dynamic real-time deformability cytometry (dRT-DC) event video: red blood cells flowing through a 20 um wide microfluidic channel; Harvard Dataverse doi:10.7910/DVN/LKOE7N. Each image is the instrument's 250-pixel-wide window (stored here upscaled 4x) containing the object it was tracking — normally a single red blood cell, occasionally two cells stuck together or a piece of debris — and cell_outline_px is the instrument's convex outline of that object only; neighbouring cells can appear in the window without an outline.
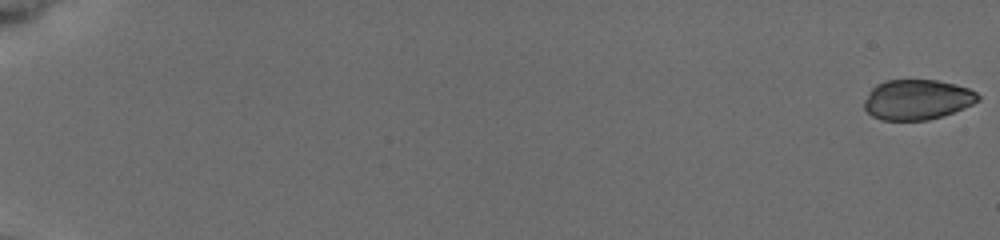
{"species": "common noctule bat (a hibernating species)", "species_latin": "Nyctalus noctula", "temperature_condition": "cold", "stored_images_in_passage": 57, "camera_frame_rate_fps": 3000, "um_per_image_px": 0.085, "animal": {"sex": "female", "body_mass_g": 19.5, "forearm_length_mm": 54.1}, "frame": {"image": 1, "passage_image": 1, "time_ms": 0.0, "image_size_px": [1000, 240], "cell_outline_px": [[976, 100], [952, 112], [940, 116], [924, 120], [884, 120], [868, 112], [864, 104], [872, 92], [880, 84], [892, 80], [932, 80], [952, 84], [968, 88], [976, 92]], "centroid_in_image_um": [77.96, 8.47], "position_along_channel_um": 7.0, "area_um2": 25.14}}
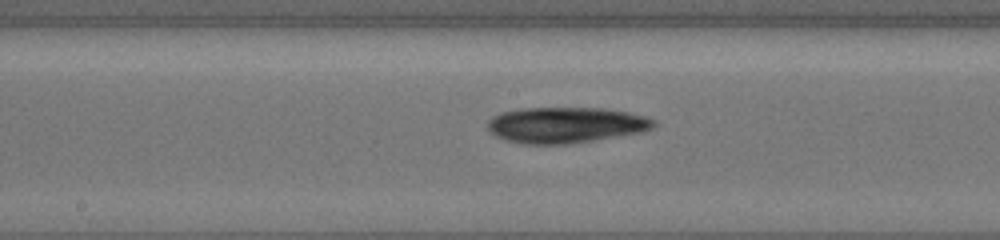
{"frame": {"image": 2, "passage_image": 33, "time_ms": 10.667, "image_size_px": [1000, 240], "cell_outline_px": [[652, 124], [648, 128], [628, 132], [580, 140], [516, 140], [504, 136], [496, 132], [488, 124], [496, 116], [508, 112], [540, 108], [580, 108], [620, 112], [636, 116], [648, 120]], "centroid_in_image_um": [48.03, 10.54], "position_along_channel_um": 200.2, "area_um2": 29.25}}
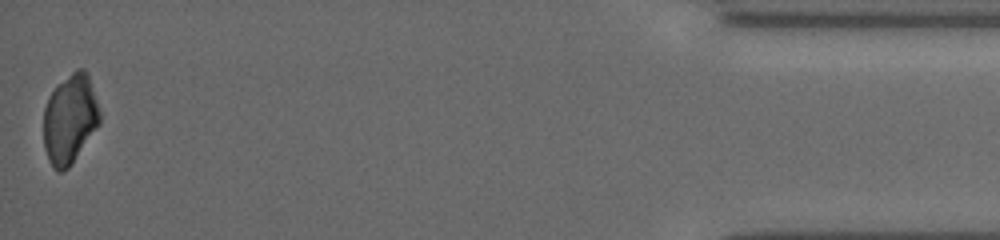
{"frame": {"image": 3, "passage_image": 57, "time_ms": 18.667, "image_size_px": [1000, 240], "cell_outline_px": [[100, 120], [72, 160], [60, 172], [52, 164], [48, 156], [44, 144], [44, 108], [52, 92], [60, 84], [80, 68], [84, 72], [88, 80], [100, 116]], "centroid_in_image_um": [5.89, 10.12], "position_along_channel_um": 429.3, "area_um2": 26.82}}